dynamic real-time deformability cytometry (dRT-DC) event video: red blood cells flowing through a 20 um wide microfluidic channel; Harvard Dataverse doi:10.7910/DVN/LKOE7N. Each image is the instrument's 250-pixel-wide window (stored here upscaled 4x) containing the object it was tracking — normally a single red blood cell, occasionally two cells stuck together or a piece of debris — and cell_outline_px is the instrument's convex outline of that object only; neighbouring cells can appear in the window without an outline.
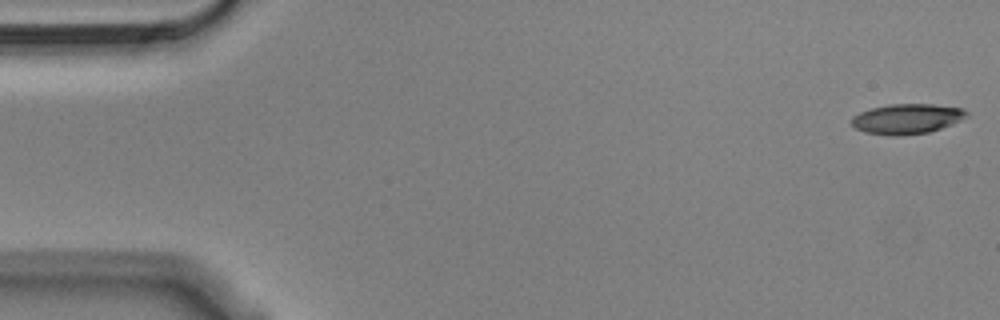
{"species": "Egyptian fruit bat (a non-hibernating species)", "species_latin": "Rousettus aegyptiacus", "temperature_condition": "cold", "stored_images_in_passage": 55, "camera_frame_rate_fps": 3000, "um_per_image_px": 0.085, "animal": {"sex": "male"}, "frame": {"image": 1, "passage_image": 1, "time_ms": 0.0, "image_size_px": [1000, 320], "cell_outline_px": [[968, 116], [952, 124], [928, 132], [900, 136], [892, 136], [864, 132], [856, 128], [852, 124], [852, 116], [860, 112], [872, 108], [888, 104], [932, 104], [964, 108], [968, 112]], "centroid_in_image_um": [77.09, 10.1], "position_along_channel_um": 7.9, "area_um2": 20.17}}
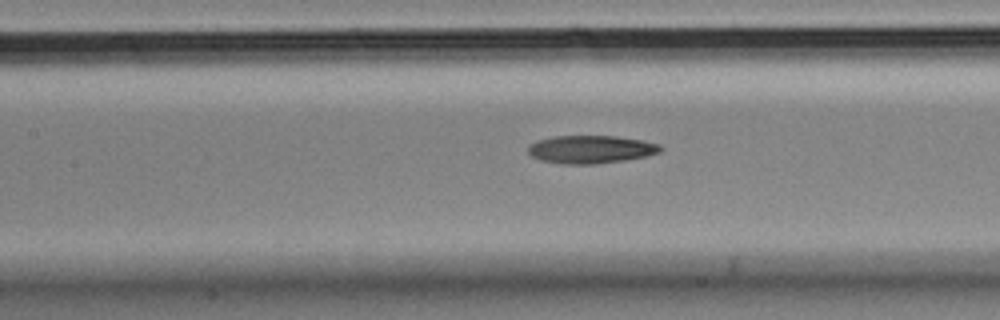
{"frame": {"image": 2, "passage_image": 24, "time_ms": 7.667, "image_size_px": [1000, 320], "cell_outline_px": [[664, 148], [660, 152], [648, 156], [624, 160], [592, 164], [564, 164], [540, 160], [532, 156], [528, 152], [528, 144], [536, 140], [556, 136], [616, 136], [640, 140], [660, 144]], "centroid_in_image_um": [50.21, 12.69], "position_along_channel_um": 157.2, "area_um2": 21.62}}
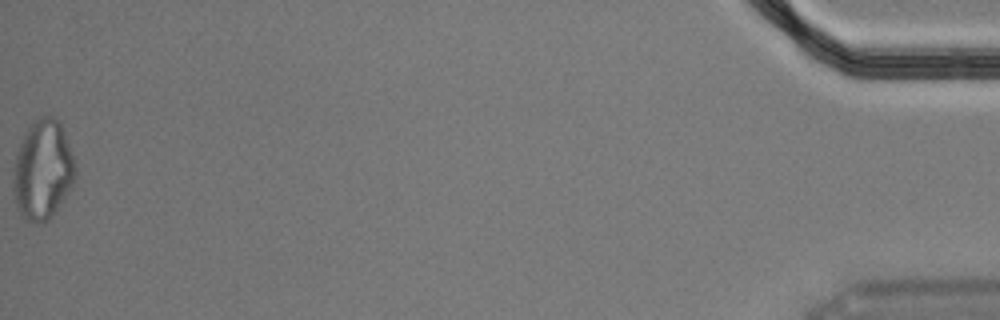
{"frame": {"image": 3, "passage_image": 55, "time_ms": 18.0, "image_size_px": [1000, 320], "cell_outline_px": [[76, 176], [72, 184], [48, 220], [40, 224], [28, 224], [20, 216], [16, 208], [12, 184], [12, 168], [16, 152], [24, 132], [40, 116], [52, 116], [64, 128], [76, 168]], "centroid_in_image_um": [3.58, 14.47], "position_along_channel_um": 431.6, "area_um2": 36.36}, "authors_computed_cell_mechanics": {"area_um2": 21.7328, "velocity_mm_per_s": 3.6338, "shape_relaxation_time_tau1_ms": null, "shape_relaxation_time_tau2_ms": 10.1401, "deformation_change_tau1": null, "deformation_change_tau2": 0.239}}